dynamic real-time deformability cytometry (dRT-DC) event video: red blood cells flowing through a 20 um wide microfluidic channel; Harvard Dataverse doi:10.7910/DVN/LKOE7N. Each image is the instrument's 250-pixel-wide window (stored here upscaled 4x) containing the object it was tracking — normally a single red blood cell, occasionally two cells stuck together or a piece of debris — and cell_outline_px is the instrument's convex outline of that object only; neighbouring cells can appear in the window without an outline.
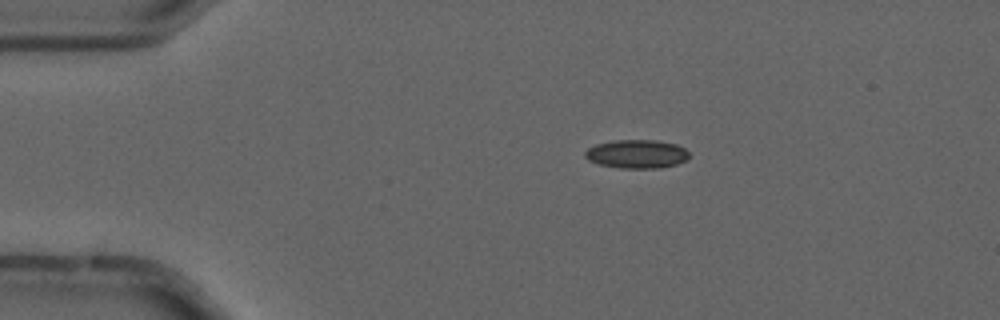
{"species": "common noctule bat (a hibernating species)", "species_latin": "Nyctalus noctula", "temperature_condition": "cold", "stored_images_in_passage": 4, "camera_frame_rate_fps": 3000, "um_per_image_px": 0.085, "animal": {"sex": "male", "forearm_length_mm": 52.5}, "frame": {"image": 1, "passage_image": 3, "time_ms": 0.667, "image_size_px": [1000, 320], "cell_outline_px": [[688, 156], [684, 160], [676, 164], [660, 168], [620, 168], [600, 164], [588, 160], [584, 156], [584, 152], [588, 148], [596, 144], [612, 140], [656, 140], [676, 144], [684, 148], [688, 152]], "centroid_in_image_um": [54.09, 13.08], "position_along_channel_um": 30.9, "area_um2": 17.28}}